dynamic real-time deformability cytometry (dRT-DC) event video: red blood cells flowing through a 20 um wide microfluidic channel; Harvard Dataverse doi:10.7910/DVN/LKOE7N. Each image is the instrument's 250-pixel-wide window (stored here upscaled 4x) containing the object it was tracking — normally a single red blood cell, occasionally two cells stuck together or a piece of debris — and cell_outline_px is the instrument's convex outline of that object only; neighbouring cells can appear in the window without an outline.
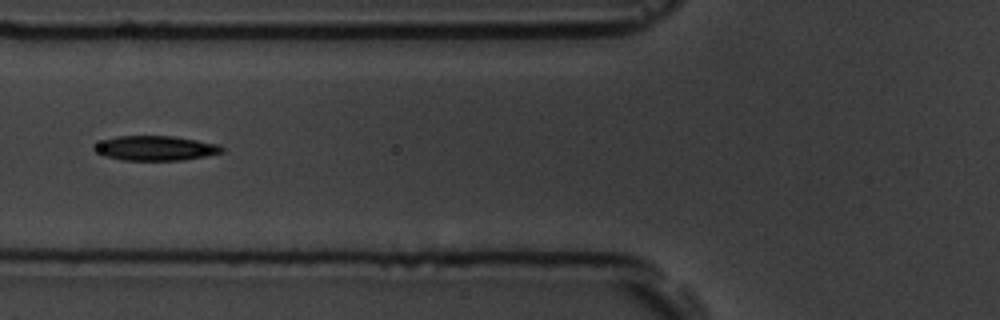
{"species": "common noctule bat (a hibernating species)", "species_latin": "Nyctalus noctula", "temperature_condition": "room temperature", "stored_images_in_passage": 14, "camera_frame_rate_fps": 3000, "um_per_image_px": 0.085, "animal": {"sex": "male", "body_mass_g": 19.5, "forearm_length_mm": 54.6}, "frame": {"image": 1, "passage_image": 5, "time_ms": 5.333, "image_size_px": [1000, 320], "cell_outline_px": [[224, 152], [204, 156], [180, 160], [124, 160], [104, 156], [96, 152], [92, 148], [96, 144], [104, 140], [116, 136], [172, 136], [220, 144], [224, 148]], "centroid_in_image_um": [13.22, 12.59], "position_along_channel_um": 112.6, "area_um2": 18.26}}
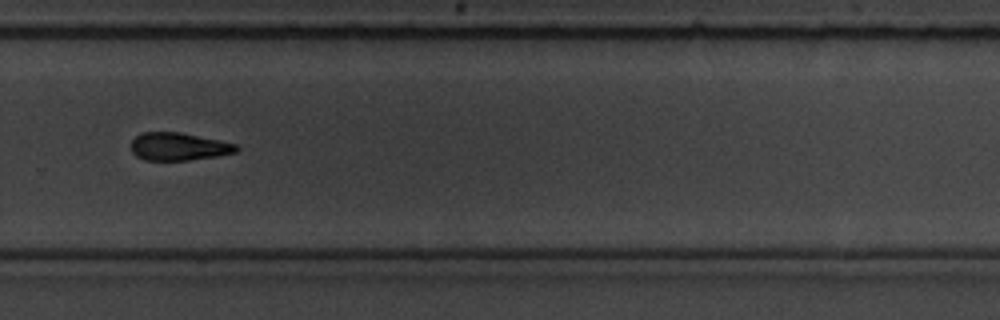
{"frame": {"image": 2, "passage_image": 10, "time_ms": 11.0, "image_size_px": [1000, 320], "cell_outline_px": [[240, 148], [236, 152], [216, 156], [188, 160], [144, 160], [136, 156], [132, 152], [132, 140], [140, 132], [180, 132], [236, 144]], "centroid_in_image_um": [15.16, 12.46], "position_along_channel_um": 314.6, "area_um2": 16.94}}
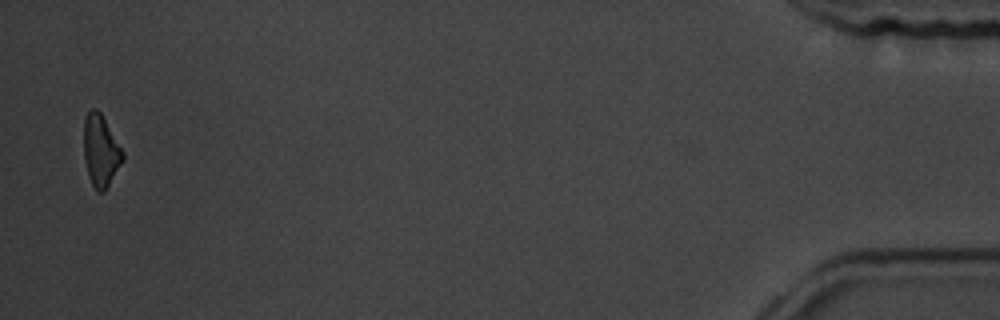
{"frame": {"image": 3, "passage_image": 14, "time_ms": 16.667, "image_size_px": [1000, 320], "cell_outline_px": [[124, 160], [104, 192], [96, 192], [88, 176], [84, 160], [84, 120], [88, 112], [92, 108], [96, 108], [100, 112], [124, 152]], "centroid_in_image_um": [8.56, 12.84], "position_along_channel_um": 426.6, "area_um2": 16.3}, "authors_computed_cell_mechanics": {"area_um2": 17.4845, "velocity_mm_per_s": 3.5753, "shape_relaxation_time_tau1_ms": 6.4444, "shape_relaxation_time_tau2_ms": null, "deformation_change_tau1": 0.1642, "deformation_change_tau2": null}}